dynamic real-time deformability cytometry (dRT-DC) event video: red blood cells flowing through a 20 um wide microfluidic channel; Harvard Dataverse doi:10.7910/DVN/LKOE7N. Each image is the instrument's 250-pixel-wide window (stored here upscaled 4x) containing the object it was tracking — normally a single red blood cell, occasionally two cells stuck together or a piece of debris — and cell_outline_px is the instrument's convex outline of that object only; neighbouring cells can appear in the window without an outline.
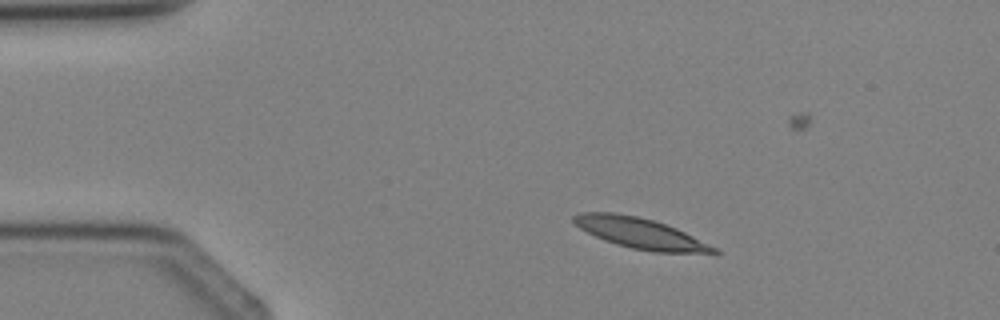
{"species": "Egyptian fruit bat (a non-hibernating species)", "species_latin": "Rousettus aegyptiacus", "temperature_condition": "cold", "stored_images_in_passage": 2, "camera_frame_rate_fps": 3000, "um_per_image_px": 0.085, "animal": {"sex": "female"}, "frame": {"image": 1, "passage_image": 1, "time_ms": 0.0, "image_size_px": [1000, 320], "cell_outline_px": [[720, 252], [716, 256], [652, 252], [632, 248], [616, 244], [604, 240], [580, 228], [572, 220], [572, 216], [580, 212], [616, 212], [656, 220], [676, 228], [716, 248]], "centroid_in_image_um": [54.53, 19.86], "position_along_channel_um": 30.5, "area_um2": 25.55}}